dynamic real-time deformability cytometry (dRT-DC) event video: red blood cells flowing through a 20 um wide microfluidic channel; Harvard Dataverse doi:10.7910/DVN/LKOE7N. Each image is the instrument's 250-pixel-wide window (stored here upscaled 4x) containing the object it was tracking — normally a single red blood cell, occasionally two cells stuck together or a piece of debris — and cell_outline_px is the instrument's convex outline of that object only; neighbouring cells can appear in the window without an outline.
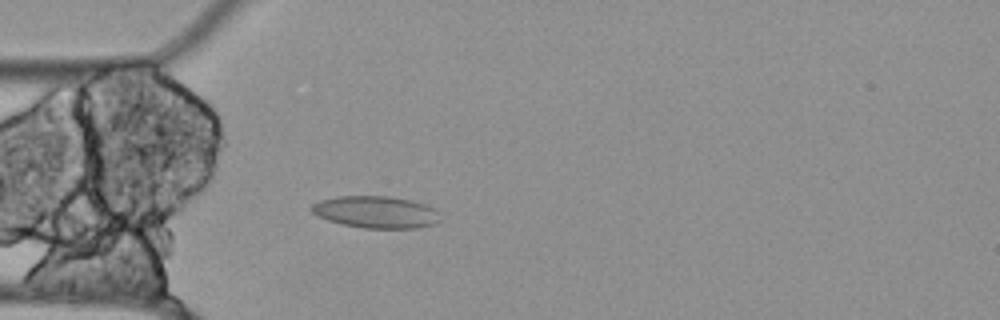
{"species": "Egyptian fruit bat (a non-hibernating species)", "species_latin": "Rousettus aegyptiacus", "temperature_condition": "cold", "stored_images_in_passage": 55, "camera_frame_rate_fps": 3000, "um_per_image_px": 0.085, "animal": {"sex": "female"}, "frame": {"image": 1, "passage_image": 15, "time_ms": 4.667, "image_size_px": [1000, 320], "cell_outline_px": [[440, 220], [436, 224], [416, 228], [364, 228], [344, 224], [328, 220], [316, 216], [308, 208], [312, 204], [320, 200], [336, 196], [388, 196], [412, 200], [424, 204], [432, 208], [436, 212]], "centroid_in_image_um": [31.91, 18.02], "position_along_channel_um": 53.1, "area_um2": 23.99}}
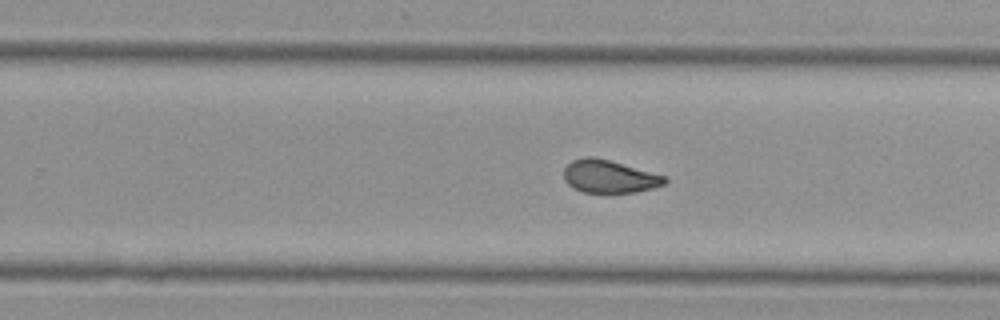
{"frame": {"image": 2, "passage_image": 34, "time_ms": 11.0, "image_size_px": [1000, 320], "cell_outline_px": [[668, 180], [664, 184], [652, 188], [636, 192], [584, 192], [572, 188], [564, 180], [564, 168], [572, 160], [584, 156], [592, 156], [608, 160], [664, 176]], "centroid_in_image_um": [51.73, 15.0], "position_along_channel_um": 278.1, "area_um2": 19.02}}
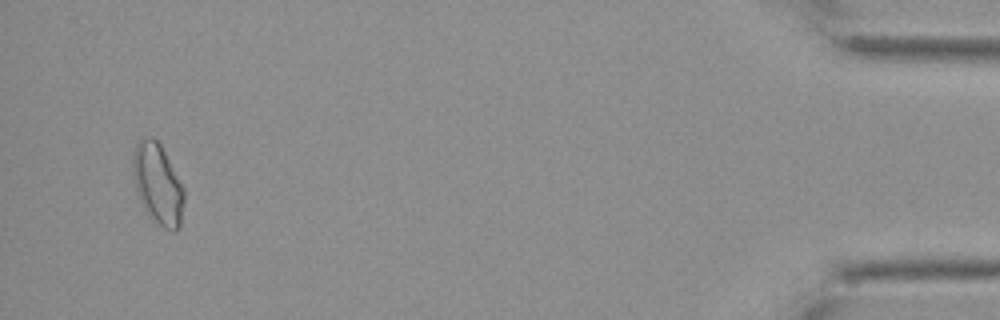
{"frame": {"image": 3, "passage_image": 53, "time_ms": 17.333, "image_size_px": [1000, 320], "cell_outline_px": [[184, 204], [180, 228], [176, 232], [172, 232], [164, 228], [144, 208], [136, 192], [132, 172], [132, 152], [136, 144], [140, 140], [156, 140], [160, 144], [184, 188]], "centroid_in_image_um": [13.42, 15.68], "position_along_channel_um": 421.8, "area_um2": 23.76}, "authors_computed_cell_mechanics": {"area_um2": 20.3456, "velocity_mm_per_s": 3.5072, "shape_relaxation_time_tau1_ms": null, "shape_relaxation_time_tau2_ms": 1.786, "deformation_change_tau1": null, "deformation_change_tau2": 0.0628}}